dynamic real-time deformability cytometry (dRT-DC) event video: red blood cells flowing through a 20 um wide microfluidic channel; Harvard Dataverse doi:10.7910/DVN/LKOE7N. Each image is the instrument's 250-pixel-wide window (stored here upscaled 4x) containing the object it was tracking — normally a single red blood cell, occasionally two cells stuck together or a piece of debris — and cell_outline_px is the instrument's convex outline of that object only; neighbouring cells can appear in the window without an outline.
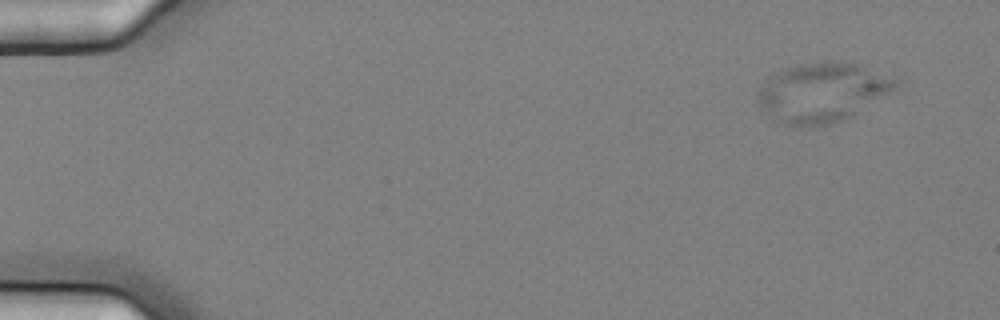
{"species": "common noctule bat (a hibernating species)", "species_latin": "Nyctalus noctula", "temperature_condition": "cold", "stored_images_in_passage": 5, "camera_frame_rate_fps": 3000, "um_per_image_px": 0.085, "animal": {"sex": "female", "body_mass_g": 25.1}, "frame": {"image": 1, "passage_image": 1, "time_ms": 0.0, "image_size_px": [1000, 320], "cell_outline_px": [[900, 80], [896, 88], [852, 116], [828, 124], [800, 128], [776, 124], [768, 116], [760, 104], [756, 96], [760, 88], [768, 76], [780, 68], [796, 64], [824, 60], [840, 60], [856, 64]], "centroid_in_image_um": [69.81, 7.85], "position_along_channel_um": 15.2, "area_um2": 48.38}}